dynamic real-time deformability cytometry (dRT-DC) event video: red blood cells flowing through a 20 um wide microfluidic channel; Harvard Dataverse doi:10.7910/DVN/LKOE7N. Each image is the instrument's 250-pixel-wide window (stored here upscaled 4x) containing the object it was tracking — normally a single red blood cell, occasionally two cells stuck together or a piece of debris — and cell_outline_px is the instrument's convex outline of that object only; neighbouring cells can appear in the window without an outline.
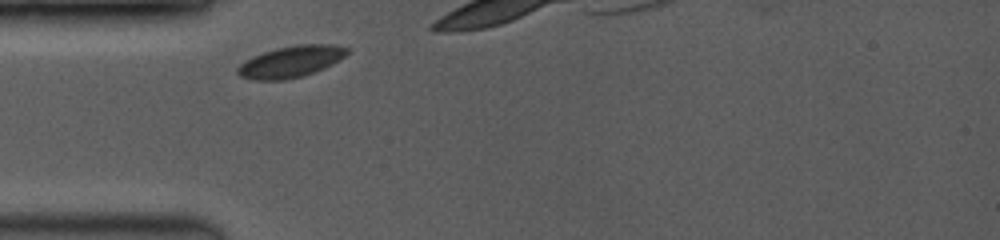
{"species": "common noctule bat (a hibernating species)", "species_latin": "Nyctalus noctula", "temperature_condition": "room temperature", "stored_images_in_passage": 3, "camera_frame_rate_fps": 3500, "um_per_image_px": 0.085, "animal": {"sex": "female", "body_mass_g": 19.0, "forearm_length_mm": 53.3}, "frame": {"image": 1, "passage_image": 1, "time_ms": 0.0, "image_size_px": [1000, 240], "cell_outline_px": [[348, 52], [344, 56], [332, 64], [324, 68], [300, 76], [284, 80], [252, 80], [240, 76], [236, 72], [236, 68], [244, 60], [252, 56], [276, 48], [296, 44], [332, 44], [348, 48]], "centroid_in_image_um": [24.67, 5.23], "position_along_channel_um": 60.3, "area_um2": 20.0}}